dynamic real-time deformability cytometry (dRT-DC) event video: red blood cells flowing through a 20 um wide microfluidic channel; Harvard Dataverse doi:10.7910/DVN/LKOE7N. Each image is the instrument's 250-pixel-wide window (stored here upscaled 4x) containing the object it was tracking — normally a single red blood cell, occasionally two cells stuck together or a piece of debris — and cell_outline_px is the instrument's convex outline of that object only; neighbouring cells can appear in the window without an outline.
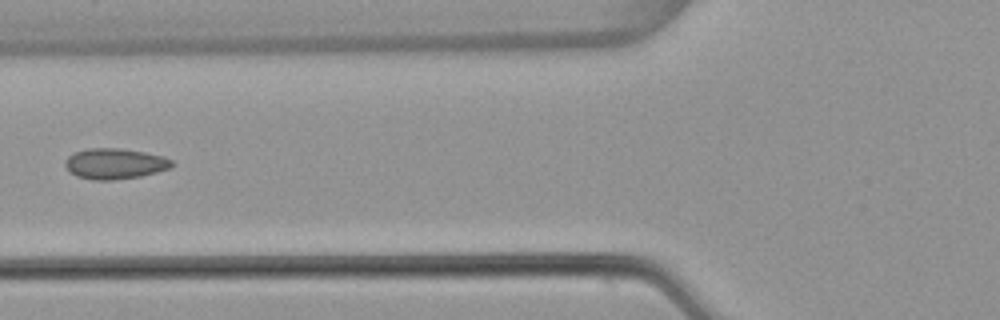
{"species": "common noctule bat (a hibernating species)", "species_latin": "Nyctalus noctula", "temperature_condition": "warm", "stored_images_in_passage": 6, "camera_frame_rate_fps": 3000, "um_per_image_px": 0.085, "animal": {"sex": "female", "body_mass_g": 22.7, "forearm_length_mm": 54.2}, "frame": {"image": 1, "passage_image": 6, "time_ms": 1.667, "image_size_px": [1000, 320], "cell_outline_px": [[172, 164], [168, 168], [156, 172], [140, 176], [112, 180], [92, 180], [76, 176], [68, 172], [64, 164], [64, 160], [68, 156], [76, 152], [88, 148], [120, 148], [144, 152], [164, 156], [172, 160]], "centroid_in_image_um": [9.7, 13.91], "position_along_channel_um": 116.1, "area_um2": 19.07}}